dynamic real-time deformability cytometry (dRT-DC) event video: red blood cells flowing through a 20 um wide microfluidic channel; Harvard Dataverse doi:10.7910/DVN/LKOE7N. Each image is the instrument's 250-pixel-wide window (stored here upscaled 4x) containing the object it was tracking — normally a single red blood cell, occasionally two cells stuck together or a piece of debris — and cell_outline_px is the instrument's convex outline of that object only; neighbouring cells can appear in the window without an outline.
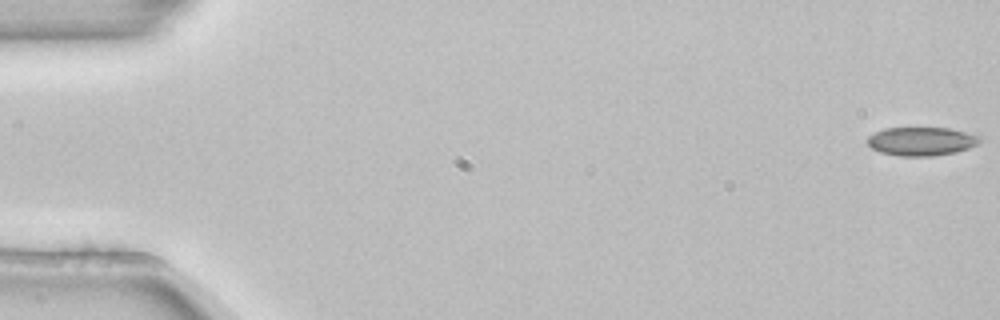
{"species": "common noctule bat (a hibernating species)", "species_latin": "Nyctalus noctula", "temperature_condition": "room temperature", "stored_images_in_passage": 54, "camera_frame_rate_fps": 3000, "um_per_image_px": 0.085, "animal": {"sex": "female", "body_mass_g": 22.7, "forearm_length_mm": 54.2}, "frame": {"image": 1, "passage_image": 1, "time_ms": 0.0, "image_size_px": [1000, 320], "cell_outline_px": [[984, 140], [968, 148], [956, 152], [932, 156], [900, 156], [880, 152], [872, 148], [868, 144], [868, 136], [884, 128], [948, 128], [984, 136]], "centroid_in_image_um": [78.37, 12.01], "position_along_channel_um": 6.6, "area_um2": 18.79}}
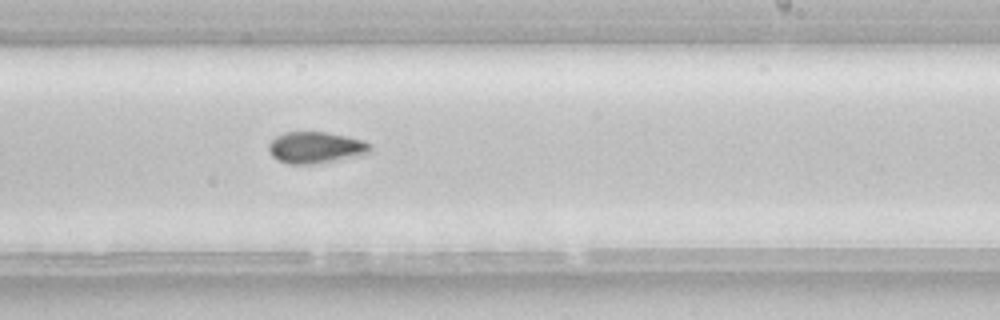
{"frame": {"image": 2, "passage_image": 33, "time_ms": 10.667, "image_size_px": [1000, 320], "cell_outline_px": [[372, 148], [368, 152], [332, 160], [312, 164], [288, 164], [276, 160], [268, 152], [268, 144], [276, 136], [284, 132], [324, 132], [364, 140], [372, 144]], "centroid_in_image_um": [26.75, 12.53], "position_along_channel_um": 262.3, "area_um2": 18.32}}
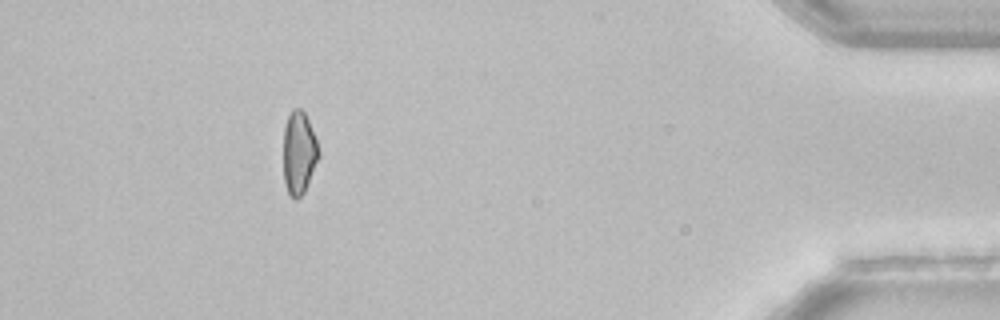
{"frame": {"image": 3, "passage_image": 49, "time_ms": 16.0, "image_size_px": [1000, 320], "cell_outline_px": [[320, 156], [304, 192], [300, 196], [292, 196], [288, 192], [284, 180], [284, 128], [288, 116], [292, 108], [300, 108], [304, 112], [308, 120], [316, 140], [320, 152]], "centroid_in_image_um": [25.42, 12.95], "position_along_channel_um": 409.8, "area_um2": 16.76}}